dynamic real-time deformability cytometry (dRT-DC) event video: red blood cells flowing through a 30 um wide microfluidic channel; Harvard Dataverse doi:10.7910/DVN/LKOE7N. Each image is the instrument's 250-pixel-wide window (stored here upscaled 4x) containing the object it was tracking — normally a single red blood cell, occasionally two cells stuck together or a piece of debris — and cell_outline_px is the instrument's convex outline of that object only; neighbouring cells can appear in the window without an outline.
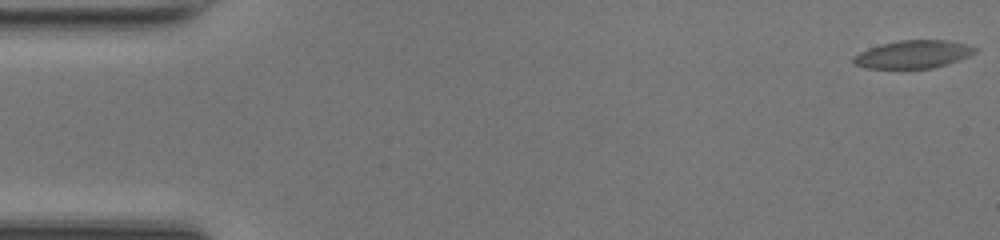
{"species": "common noctule bat (a hibernating species)", "species_latin": "Nyctalus noctula", "temperature_condition": "room temperature", "stored_images_in_passage": 27, "camera_frame_rate_fps": 3000, "um_per_image_px": 0.085, "animal": {"sex": "female", "body_mass_g": 17.0, "forearm_length_mm": 48.0}, "frame": {"image": 1, "passage_image": 1, "time_ms": 0.0, "image_size_px": [1000, 240], "cell_outline_px": [[976, 52], [968, 56], [948, 64], [932, 68], [868, 68], [856, 64], [852, 60], [852, 56], [868, 48], [880, 44], [900, 40], [948, 40], [968, 44], [976, 48]], "centroid_in_image_um": [77.62, 4.61], "position_along_channel_um": 7.4, "area_um2": 19.71}}
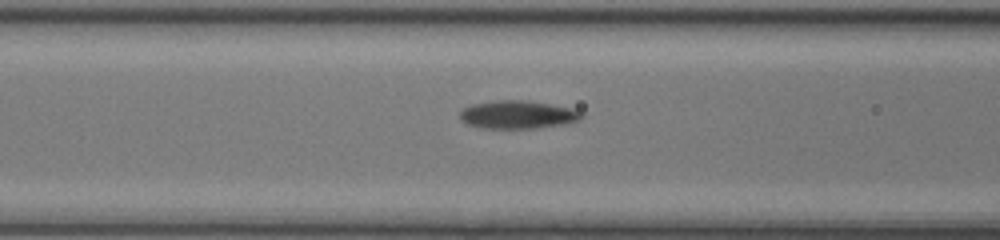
{"frame": {"image": 2, "passage_image": 20, "time_ms": 6.333, "image_size_px": [1000, 240], "cell_outline_px": [[584, 116], [580, 120], [564, 124], [536, 128], [484, 128], [468, 124], [460, 120], [460, 112], [464, 108], [472, 104], [496, 100], [528, 100], [568, 108], [580, 112]], "centroid_in_image_um": [43.98, 9.74], "position_along_channel_um": 122.6, "area_um2": 19.71}}
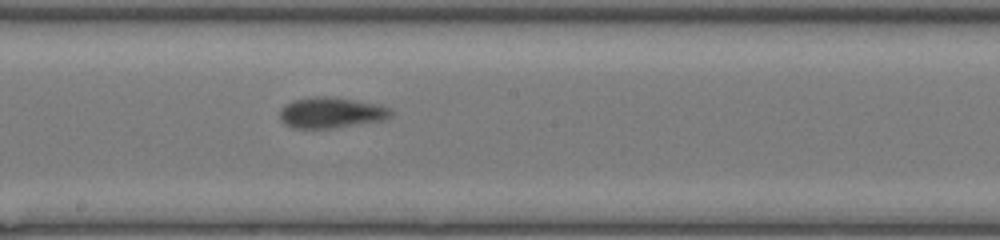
{"frame": {"image": 3, "passage_image": 27, "time_ms": 8.667, "image_size_px": [1000, 240], "cell_outline_px": [[392, 116], [384, 120], [332, 128], [292, 128], [284, 124], [280, 120], [280, 108], [284, 104], [292, 100], [316, 96], [324, 96], [352, 100], [376, 104], [388, 108], [392, 112]], "centroid_in_image_um": [28.08, 9.58], "position_along_channel_um": 220.1, "area_um2": 19.83}}